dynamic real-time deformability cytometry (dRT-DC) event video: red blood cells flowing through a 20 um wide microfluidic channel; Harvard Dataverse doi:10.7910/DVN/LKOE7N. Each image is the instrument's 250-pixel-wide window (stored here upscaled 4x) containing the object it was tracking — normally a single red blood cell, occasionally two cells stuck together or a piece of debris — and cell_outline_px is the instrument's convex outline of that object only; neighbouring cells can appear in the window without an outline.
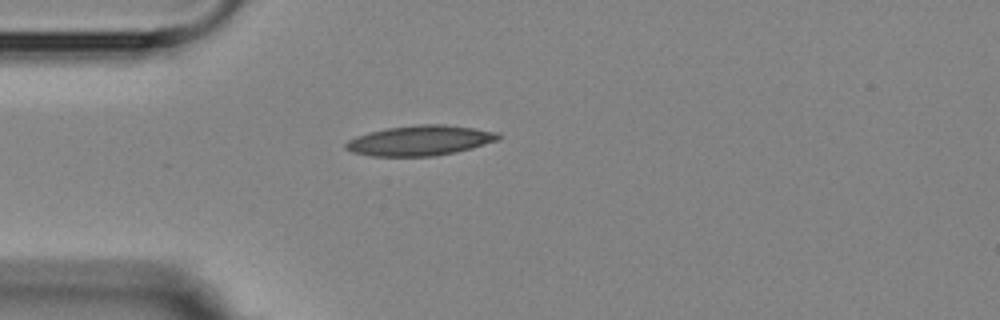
{"species": "Egyptian fruit bat (a non-hibernating species)", "species_latin": "Rousettus aegyptiacus", "temperature_condition": "room temperature", "stored_images_in_passage": 2, "camera_frame_rate_fps": 3000, "um_per_image_px": 0.085, "animal": {"sex": "female"}, "frame": {"image": 1, "passage_image": 1, "time_ms": 0.0, "image_size_px": [1000, 320], "cell_outline_px": [[500, 136], [496, 140], [472, 148], [456, 152], [432, 156], [372, 156], [352, 152], [344, 148], [344, 144], [348, 140], [356, 136], [368, 132], [388, 128], [420, 124], [444, 124], [500, 132]], "centroid_in_image_um": [35.67, 11.94], "position_along_channel_um": 49.3, "area_um2": 26.65}}